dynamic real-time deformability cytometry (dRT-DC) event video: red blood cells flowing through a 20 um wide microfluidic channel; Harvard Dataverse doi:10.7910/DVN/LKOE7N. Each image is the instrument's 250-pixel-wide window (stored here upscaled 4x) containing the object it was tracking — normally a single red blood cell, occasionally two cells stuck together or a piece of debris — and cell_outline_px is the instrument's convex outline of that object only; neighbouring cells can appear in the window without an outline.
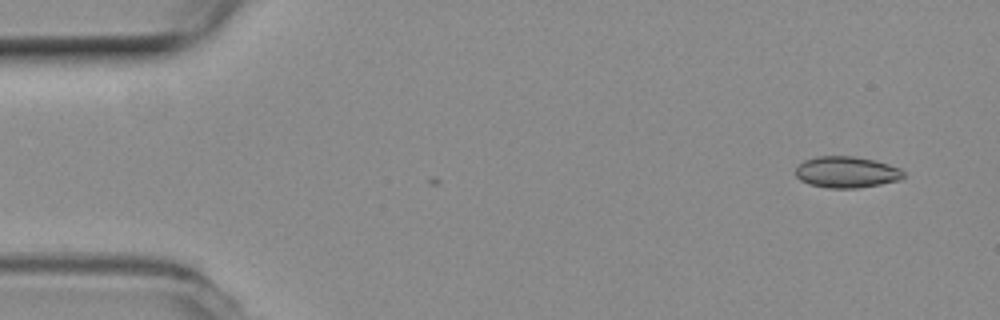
{"species": "common noctule bat (a hibernating species)", "species_latin": "Nyctalus noctula", "temperature_condition": "room temperature", "stored_images_in_passage": 3, "camera_frame_rate_fps": 3000, "um_per_image_px": 0.085, "animal": {"sex": "female", "body_mass_g": 19.3, "forearm_length_mm": 54.1}, "frame": {"image": 1, "passage_image": 1, "time_ms": 0.0, "image_size_px": [1000, 320], "cell_outline_px": [[904, 176], [900, 180], [880, 184], [856, 188], [828, 188], [812, 184], [800, 180], [796, 176], [796, 168], [804, 160], [816, 156], [852, 156], [872, 160], [888, 164], [900, 168], [904, 172]], "centroid_in_image_um": [71.96, 14.63], "position_along_channel_um": 13.0, "area_um2": 19.54}}